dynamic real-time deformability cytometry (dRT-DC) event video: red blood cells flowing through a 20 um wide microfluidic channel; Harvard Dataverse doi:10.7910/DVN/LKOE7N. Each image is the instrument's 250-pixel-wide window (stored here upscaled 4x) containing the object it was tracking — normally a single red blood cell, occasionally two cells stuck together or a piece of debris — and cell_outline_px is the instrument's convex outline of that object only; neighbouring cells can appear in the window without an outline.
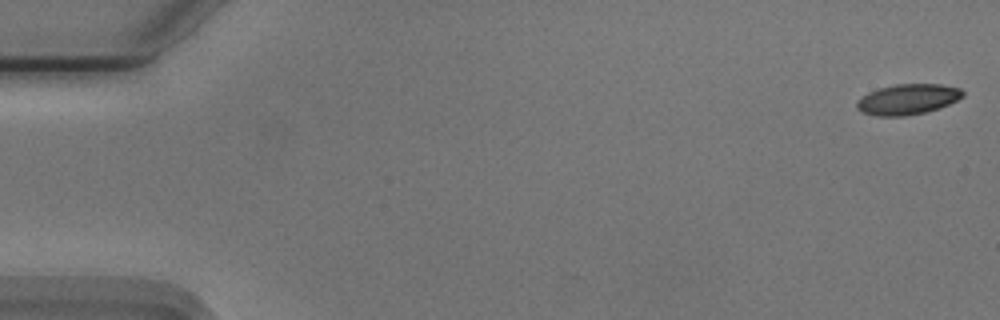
{"species": "Egyptian fruit bat (a non-hibernating species)", "species_latin": "Rousettus aegyptiacus", "temperature_condition": "cold", "stored_images_in_passage": 55, "camera_frame_rate_fps": 3000, "um_per_image_px": 0.085, "animal": {"sex": "male"}, "frame": {"image": 1, "passage_image": 1, "time_ms": 0.0, "image_size_px": [1000, 320], "cell_outline_px": [[964, 96], [940, 108], [924, 112], [904, 116], [880, 116], [864, 112], [856, 108], [856, 100], [868, 92], [880, 88], [896, 84], [940, 84], [960, 88], [964, 92]], "centroid_in_image_um": [77.15, 8.43], "position_along_channel_um": 7.8, "area_um2": 18.73}}
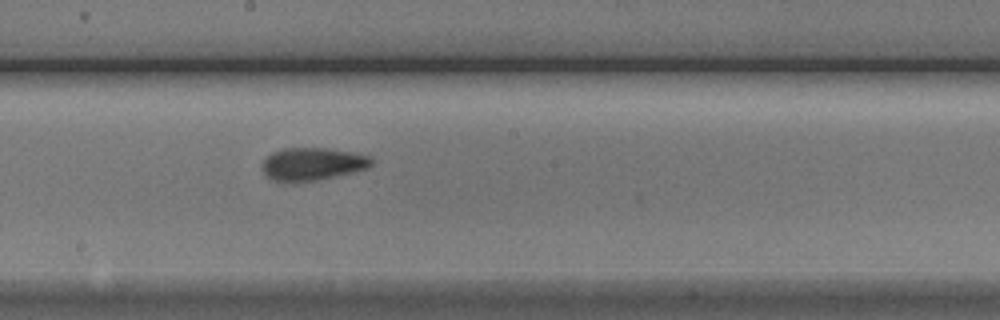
{"frame": {"image": 2, "passage_image": 30, "time_ms": 9.667, "image_size_px": [1000, 320], "cell_outline_px": [[372, 164], [368, 168], [336, 176], [312, 180], [272, 180], [264, 172], [260, 164], [264, 156], [272, 152], [284, 148], [328, 148], [352, 152], [372, 156]], "centroid_in_image_um": [26.55, 13.9], "position_along_channel_um": 221.7, "area_um2": 20.63}}
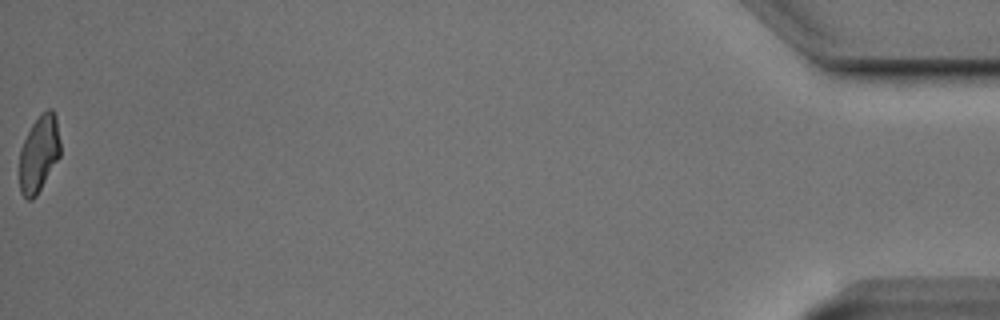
{"frame": {"image": 3, "passage_image": 55, "time_ms": 18.0, "image_size_px": [1000, 320], "cell_outline_px": [[60, 156], [36, 196], [32, 200], [28, 200], [20, 192], [20, 148], [32, 124], [40, 112], [48, 108], [52, 108], [56, 116], [60, 140]], "centroid_in_image_um": [3.32, 13.03], "position_along_channel_um": 431.9, "area_um2": 18.32}, "authors_computed_cell_mechanics": {"area_um2": 19.652, "velocity_mm_per_s": 3.7493, "shape_relaxation_time_tau1_ms": 2.0382, "shape_relaxation_time_tau2_ms": 1.6048, "deformation_change_tau1": 0.1318, "deformation_change_tau2": 0.0849}}